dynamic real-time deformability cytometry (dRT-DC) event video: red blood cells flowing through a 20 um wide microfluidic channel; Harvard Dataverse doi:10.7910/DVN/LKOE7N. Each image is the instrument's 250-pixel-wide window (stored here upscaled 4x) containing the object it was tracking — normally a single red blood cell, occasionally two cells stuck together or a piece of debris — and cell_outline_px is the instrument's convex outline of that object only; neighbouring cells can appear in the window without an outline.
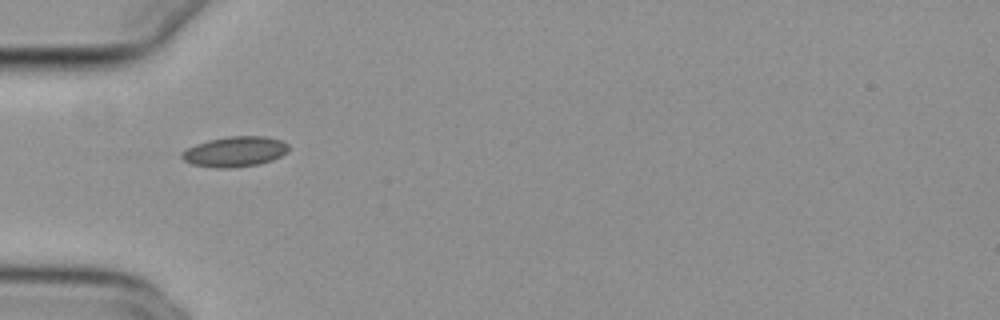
{"species": "common noctule bat (a hibernating species)", "species_latin": "Nyctalus noctula", "temperature_condition": "cold", "stored_images_in_passage": 20, "camera_frame_rate_fps": 3000, "um_per_image_px": 0.085, "animal": {"sex": "female", "body_mass_g": 29.2, "forearm_length_mm": 56.3}, "frame": {"image": 1, "passage_image": 1, "time_ms": 0.0, "image_size_px": [1000, 320], "cell_outline_px": [[288, 152], [272, 160], [256, 164], [232, 168], [216, 168], [192, 164], [184, 160], [180, 156], [180, 152], [196, 144], [208, 140], [228, 136], [264, 136], [280, 140], [288, 144]], "centroid_in_image_um": [19.95, 12.88], "position_along_channel_um": 65.1, "area_um2": 18.79}}
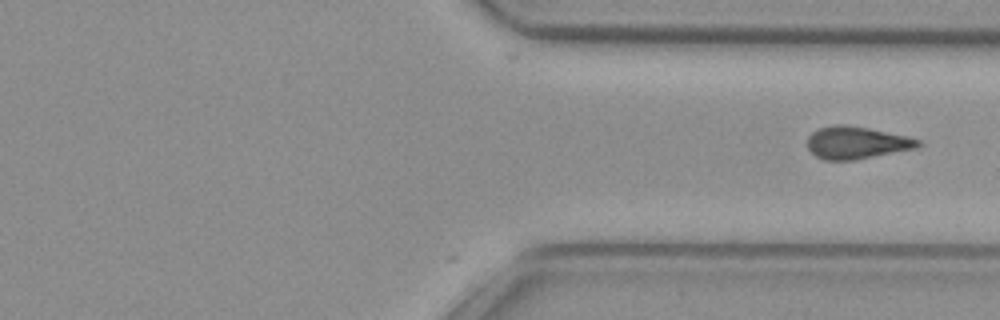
{"frame": {"image": 2, "passage_image": 20, "time_ms": 6.333, "image_size_px": [1000, 320], "cell_outline_px": [[924, 144], [916, 148], [852, 160], [824, 160], [816, 156], [808, 148], [808, 136], [812, 132], [820, 128], [836, 124], [840, 124], [868, 128], [908, 136], [920, 140]], "centroid_in_image_um": [72.82, 12.12], "position_along_channel_um": 338.6, "area_um2": 20.69}}